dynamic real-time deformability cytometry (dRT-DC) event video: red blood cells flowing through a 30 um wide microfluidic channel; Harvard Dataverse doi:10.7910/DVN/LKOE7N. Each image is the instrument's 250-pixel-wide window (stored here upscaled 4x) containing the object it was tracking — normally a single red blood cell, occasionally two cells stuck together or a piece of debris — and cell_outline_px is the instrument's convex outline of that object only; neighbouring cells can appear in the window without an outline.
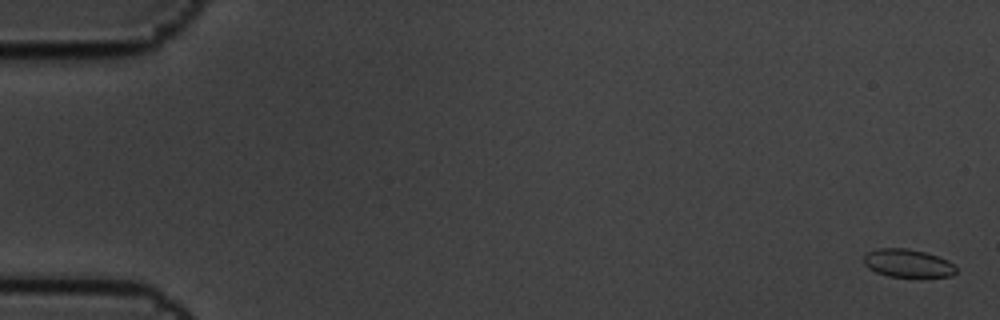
{"species": "common noctule bat (a hibernating species)", "species_latin": "Nyctalus noctula", "temperature_condition": "cold", "stored_images_in_passage": 5, "camera_frame_rate_fps": 3000, "um_per_image_px": 0.085, "animal": {"sex": "male", "body_mass_g": 19.5, "forearm_length_mm": 54.6}, "frame": {"image": 1, "passage_image": 1, "time_ms": 0.0, "image_size_px": [1000, 320], "cell_outline_px": [[956, 272], [952, 276], [888, 276], [876, 272], [868, 268], [864, 264], [864, 256], [868, 252], [876, 248], [908, 248], [924, 252], [948, 260], [956, 268]], "centroid_in_image_um": [77.13, 22.36], "position_along_channel_um": 7.9, "area_um2": 14.91}}
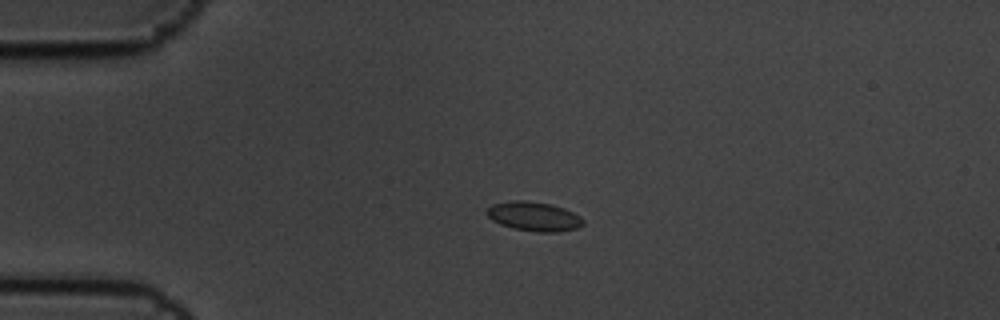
{"frame": {"image": 2, "passage_image": 4, "time_ms": 1.0, "image_size_px": [1000, 320], "cell_outline_px": [[584, 224], [576, 228], [556, 232], [536, 232], [512, 228], [500, 224], [492, 220], [488, 216], [488, 208], [492, 204], [512, 200], [528, 200], [552, 204], [564, 208], [580, 216], [584, 220]], "centroid_in_image_um": [45.39, 18.39], "position_along_channel_um": 39.6, "area_um2": 16.47}}